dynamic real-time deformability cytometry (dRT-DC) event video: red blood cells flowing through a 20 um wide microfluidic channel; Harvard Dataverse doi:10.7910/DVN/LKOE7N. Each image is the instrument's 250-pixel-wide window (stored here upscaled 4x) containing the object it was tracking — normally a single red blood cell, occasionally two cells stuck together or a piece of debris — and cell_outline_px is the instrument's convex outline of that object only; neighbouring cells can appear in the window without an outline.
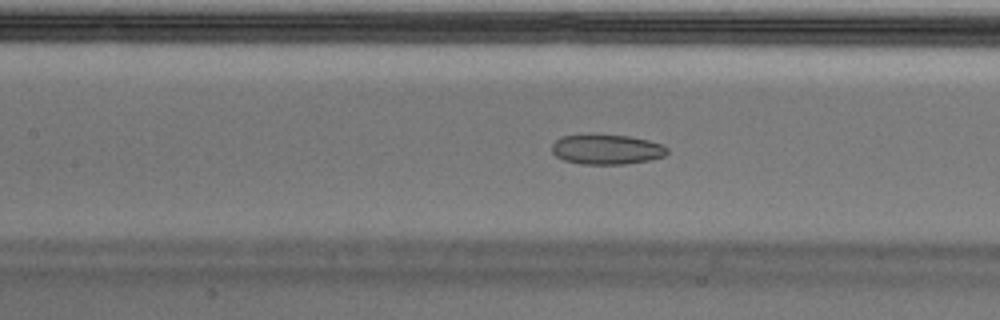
{"species": "Egyptian fruit bat (a non-hibernating species)", "species_latin": "Rousettus aegyptiacus", "temperature_condition": "cold", "stored_images_in_passage": 49, "segment_of_instrument_passage": [1, 2], "camera_frame_rate_fps": 3000, "um_per_image_px": 0.085, "animal": {"sex": "male"}, "frame": {"image": 1, "passage_image": 18, "time_ms": 5.667, "image_size_px": [1000, 320], "cell_outline_px": [[668, 152], [664, 156], [652, 160], [624, 164], [580, 164], [564, 160], [556, 156], [552, 152], [552, 144], [560, 136], [592, 132], [628, 136], [648, 140], [664, 144], [668, 148]], "centroid_in_image_um": [51.55, 12.66], "position_along_channel_um": 155.8, "area_um2": 20.87}}
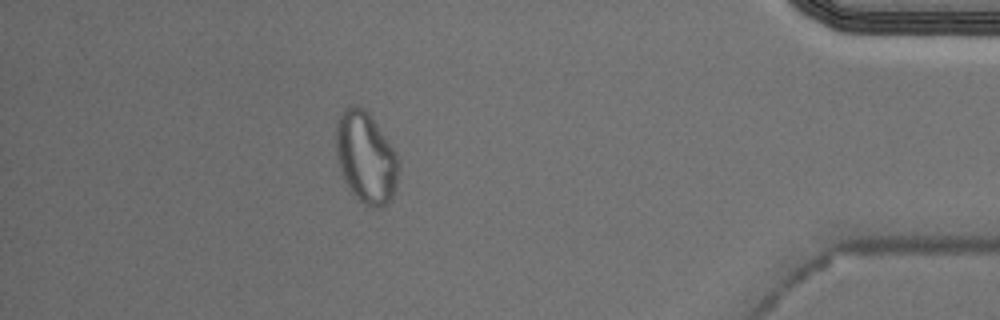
{"frame": {"image": 2, "passage_image": 42, "time_ms": 13.667, "image_size_px": [1000, 320], "cell_outline_px": [[400, 160], [396, 184], [392, 200], [388, 204], [380, 208], [372, 208], [364, 204], [352, 192], [336, 160], [336, 124], [344, 108], [352, 104], [356, 104], [364, 108], [368, 112]], "centroid_in_image_um": [31.1, 13.39], "position_along_channel_um": 404.1, "area_um2": 33.12}}